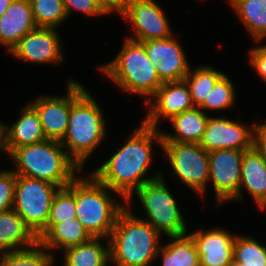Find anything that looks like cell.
Listing matches in <instances>:
<instances>
[{
  "label": "cell",
  "mask_w": 266,
  "mask_h": 266,
  "mask_svg": "<svg viewBox=\"0 0 266 266\" xmlns=\"http://www.w3.org/2000/svg\"><path fill=\"white\" fill-rule=\"evenodd\" d=\"M76 218L75 194L68 188H59L55 193L49 217L46 222V233L55 225Z\"/></svg>",
  "instance_id": "31"
},
{
  "label": "cell",
  "mask_w": 266,
  "mask_h": 266,
  "mask_svg": "<svg viewBox=\"0 0 266 266\" xmlns=\"http://www.w3.org/2000/svg\"><path fill=\"white\" fill-rule=\"evenodd\" d=\"M200 146L208 152L220 149L246 151L253 147V125L248 127L223 117H209Z\"/></svg>",
  "instance_id": "16"
},
{
  "label": "cell",
  "mask_w": 266,
  "mask_h": 266,
  "mask_svg": "<svg viewBox=\"0 0 266 266\" xmlns=\"http://www.w3.org/2000/svg\"><path fill=\"white\" fill-rule=\"evenodd\" d=\"M256 42L266 37V0H229Z\"/></svg>",
  "instance_id": "26"
},
{
  "label": "cell",
  "mask_w": 266,
  "mask_h": 266,
  "mask_svg": "<svg viewBox=\"0 0 266 266\" xmlns=\"http://www.w3.org/2000/svg\"><path fill=\"white\" fill-rule=\"evenodd\" d=\"M230 266H266V247L252 237L238 234L234 238V259Z\"/></svg>",
  "instance_id": "29"
},
{
  "label": "cell",
  "mask_w": 266,
  "mask_h": 266,
  "mask_svg": "<svg viewBox=\"0 0 266 266\" xmlns=\"http://www.w3.org/2000/svg\"><path fill=\"white\" fill-rule=\"evenodd\" d=\"M154 141L162 148L161 130L142 121L127 142L91 174L117 192L125 202L143 184L163 176L158 172L150 178H144L152 163Z\"/></svg>",
  "instance_id": "1"
},
{
  "label": "cell",
  "mask_w": 266,
  "mask_h": 266,
  "mask_svg": "<svg viewBox=\"0 0 266 266\" xmlns=\"http://www.w3.org/2000/svg\"><path fill=\"white\" fill-rule=\"evenodd\" d=\"M169 243L159 248L162 266H199L200 258L192 236L188 233L168 236ZM160 254V255H159Z\"/></svg>",
  "instance_id": "24"
},
{
  "label": "cell",
  "mask_w": 266,
  "mask_h": 266,
  "mask_svg": "<svg viewBox=\"0 0 266 266\" xmlns=\"http://www.w3.org/2000/svg\"><path fill=\"white\" fill-rule=\"evenodd\" d=\"M163 179L161 176L146 182L125 200V204L129 205L127 203H130L136 193L148 218L140 219L165 236L185 234L188 232L186 221Z\"/></svg>",
  "instance_id": "7"
},
{
  "label": "cell",
  "mask_w": 266,
  "mask_h": 266,
  "mask_svg": "<svg viewBox=\"0 0 266 266\" xmlns=\"http://www.w3.org/2000/svg\"><path fill=\"white\" fill-rule=\"evenodd\" d=\"M106 121L102 110L90 95L84 91L70 106L68 128L61 145L68 156L82 170L86 159L103 142Z\"/></svg>",
  "instance_id": "5"
},
{
  "label": "cell",
  "mask_w": 266,
  "mask_h": 266,
  "mask_svg": "<svg viewBox=\"0 0 266 266\" xmlns=\"http://www.w3.org/2000/svg\"><path fill=\"white\" fill-rule=\"evenodd\" d=\"M16 174L13 170L0 172V213L12 209Z\"/></svg>",
  "instance_id": "33"
},
{
  "label": "cell",
  "mask_w": 266,
  "mask_h": 266,
  "mask_svg": "<svg viewBox=\"0 0 266 266\" xmlns=\"http://www.w3.org/2000/svg\"><path fill=\"white\" fill-rule=\"evenodd\" d=\"M209 116L198 107L186 110L170 119L174 135L161 131L162 142L200 143Z\"/></svg>",
  "instance_id": "22"
},
{
  "label": "cell",
  "mask_w": 266,
  "mask_h": 266,
  "mask_svg": "<svg viewBox=\"0 0 266 266\" xmlns=\"http://www.w3.org/2000/svg\"><path fill=\"white\" fill-rule=\"evenodd\" d=\"M234 83L224 74L214 85L213 89L205 98L204 102L198 107L204 112L206 110H225L232 108L235 104V88Z\"/></svg>",
  "instance_id": "32"
},
{
  "label": "cell",
  "mask_w": 266,
  "mask_h": 266,
  "mask_svg": "<svg viewBox=\"0 0 266 266\" xmlns=\"http://www.w3.org/2000/svg\"><path fill=\"white\" fill-rule=\"evenodd\" d=\"M154 0H128L120 14L134 29L129 39L144 42L173 36L167 17Z\"/></svg>",
  "instance_id": "12"
},
{
  "label": "cell",
  "mask_w": 266,
  "mask_h": 266,
  "mask_svg": "<svg viewBox=\"0 0 266 266\" xmlns=\"http://www.w3.org/2000/svg\"><path fill=\"white\" fill-rule=\"evenodd\" d=\"M152 102H151V101ZM148 114L143 122L158 128V121L171 119L174 116L194 108L191 94L185 80L163 82L155 94L146 102Z\"/></svg>",
  "instance_id": "14"
},
{
  "label": "cell",
  "mask_w": 266,
  "mask_h": 266,
  "mask_svg": "<svg viewBox=\"0 0 266 266\" xmlns=\"http://www.w3.org/2000/svg\"><path fill=\"white\" fill-rule=\"evenodd\" d=\"M36 28L30 0H13L0 17V44L9 53L25 34Z\"/></svg>",
  "instance_id": "18"
},
{
  "label": "cell",
  "mask_w": 266,
  "mask_h": 266,
  "mask_svg": "<svg viewBox=\"0 0 266 266\" xmlns=\"http://www.w3.org/2000/svg\"><path fill=\"white\" fill-rule=\"evenodd\" d=\"M101 237H92L87 242L63 250V266H108L110 260L109 239L106 248Z\"/></svg>",
  "instance_id": "23"
},
{
  "label": "cell",
  "mask_w": 266,
  "mask_h": 266,
  "mask_svg": "<svg viewBox=\"0 0 266 266\" xmlns=\"http://www.w3.org/2000/svg\"><path fill=\"white\" fill-rule=\"evenodd\" d=\"M67 16L73 9L83 12L89 16H98L108 14L98 0H63Z\"/></svg>",
  "instance_id": "34"
},
{
  "label": "cell",
  "mask_w": 266,
  "mask_h": 266,
  "mask_svg": "<svg viewBox=\"0 0 266 266\" xmlns=\"http://www.w3.org/2000/svg\"><path fill=\"white\" fill-rule=\"evenodd\" d=\"M110 262L116 266H149L157 258L160 233L125 207L109 236Z\"/></svg>",
  "instance_id": "2"
},
{
  "label": "cell",
  "mask_w": 266,
  "mask_h": 266,
  "mask_svg": "<svg viewBox=\"0 0 266 266\" xmlns=\"http://www.w3.org/2000/svg\"><path fill=\"white\" fill-rule=\"evenodd\" d=\"M4 124L0 122V151H4V134H3Z\"/></svg>",
  "instance_id": "39"
},
{
  "label": "cell",
  "mask_w": 266,
  "mask_h": 266,
  "mask_svg": "<svg viewBox=\"0 0 266 266\" xmlns=\"http://www.w3.org/2000/svg\"><path fill=\"white\" fill-rule=\"evenodd\" d=\"M39 242L34 246L0 253V266H53V252H47Z\"/></svg>",
  "instance_id": "28"
},
{
  "label": "cell",
  "mask_w": 266,
  "mask_h": 266,
  "mask_svg": "<svg viewBox=\"0 0 266 266\" xmlns=\"http://www.w3.org/2000/svg\"><path fill=\"white\" fill-rule=\"evenodd\" d=\"M63 148L59 141L49 139L16 148L9 155L17 167L13 172L67 187L81 169Z\"/></svg>",
  "instance_id": "3"
},
{
  "label": "cell",
  "mask_w": 266,
  "mask_h": 266,
  "mask_svg": "<svg viewBox=\"0 0 266 266\" xmlns=\"http://www.w3.org/2000/svg\"><path fill=\"white\" fill-rule=\"evenodd\" d=\"M67 187L75 194L76 218L82 226L92 237L108 239L118 215L126 207L109 194L117 192L100 183L91 172L87 178L75 177Z\"/></svg>",
  "instance_id": "4"
},
{
  "label": "cell",
  "mask_w": 266,
  "mask_h": 266,
  "mask_svg": "<svg viewBox=\"0 0 266 266\" xmlns=\"http://www.w3.org/2000/svg\"><path fill=\"white\" fill-rule=\"evenodd\" d=\"M244 150L220 149L208 152L209 180L218 205L238 200Z\"/></svg>",
  "instance_id": "11"
},
{
  "label": "cell",
  "mask_w": 266,
  "mask_h": 266,
  "mask_svg": "<svg viewBox=\"0 0 266 266\" xmlns=\"http://www.w3.org/2000/svg\"><path fill=\"white\" fill-rule=\"evenodd\" d=\"M250 193L260 209L266 208V156L254 147L244 151L238 199L242 189Z\"/></svg>",
  "instance_id": "19"
},
{
  "label": "cell",
  "mask_w": 266,
  "mask_h": 266,
  "mask_svg": "<svg viewBox=\"0 0 266 266\" xmlns=\"http://www.w3.org/2000/svg\"><path fill=\"white\" fill-rule=\"evenodd\" d=\"M37 242V236L13 208L0 213V253L26 249Z\"/></svg>",
  "instance_id": "21"
},
{
  "label": "cell",
  "mask_w": 266,
  "mask_h": 266,
  "mask_svg": "<svg viewBox=\"0 0 266 266\" xmlns=\"http://www.w3.org/2000/svg\"><path fill=\"white\" fill-rule=\"evenodd\" d=\"M92 236L82 226L81 222L75 218L74 221H64L55 224L38 242L51 249H66L79 245L90 240Z\"/></svg>",
  "instance_id": "25"
},
{
  "label": "cell",
  "mask_w": 266,
  "mask_h": 266,
  "mask_svg": "<svg viewBox=\"0 0 266 266\" xmlns=\"http://www.w3.org/2000/svg\"><path fill=\"white\" fill-rule=\"evenodd\" d=\"M65 96H39L29 103L38 113L46 139L61 141L68 128L71 104L86 90L75 80L67 82Z\"/></svg>",
  "instance_id": "10"
},
{
  "label": "cell",
  "mask_w": 266,
  "mask_h": 266,
  "mask_svg": "<svg viewBox=\"0 0 266 266\" xmlns=\"http://www.w3.org/2000/svg\"><path fill=\"white\" fill-rule=\"evenodd\" d=\"M98 2L108 14L114 11L121 14L128 0H98Z\"/></svg>",
  "instance_id": "37"
},
{
  "label": "cell",
  "mask_w": 266,
  "mask_h": 266,
  "mask_svg": "<svg viewBox=\"0 0 266 266\" xmlns=\"http://www.w3.org/2000/svg\"><path fill=\"white\" fill-rule=\"evenodd\" d=\"M37 27L56 28L68 18L63 0H30Z\"/></svg>",
  "instance_id": "30"
},
{
  "label": "cell",
  "mask_w": 266,
  "mask_h": 266,
  "mask_svg": "<svg viewBox=\"0 0 266 266\" xmlns=\"http://www.w3.org/2000/svg\"><path fill=\"white\" fill-rule=\"evenodd\" d=\"M142 43L163 82L184 80L190 65L181 44L174 36Z\"/></svg>",
  "instance_id": "15"
},
{
  "label": "cell",
  "mask_w": 266,
  "mask_h": 266,
  "mask_svg": "<svg viewBox=\"0 0 266 266\" xmlns=\"http://www.w3.org/2000/svg\"><path fill=\"white\" fill-rule=\"evenodd\" d=\"M21 116L9 128L4 125V152L10 155L16 148L46 140L37 111L26 105Z\"/></svg>",
  "instance_id": "20"
},
{
  "label": "cell",
  "mask_w": 266,
  "mask_h": 266,
  "mask_svg": "<svg viewBox=\"0 0 266 266\" xmlns=\"http://www.w3.org/2000/svg\"><path fill=\"white\" fill-rule=\"evenodd\" d=\"M55 30L56 28L37 27L25 34L9 54L33 64L62 63L63 48H61L60 35Z\"/></svg>",
  "instance_id": "13"
},
{
  "label": "cell",
  "mask_w": 266,
  "mask_h": 266,
  "mask_svg": "<svg viewBox=\"0 0 266 266\" xmlns=\"http://www.w3.org/2000/svg\"><path fill=\"white\" fill-rule=\"evenodd\" d=\"M99 68L123 91L144 96L145 103L163 84L144 44L129 38L115 59Z\"/></svg>",
  "instance_id": "6"
},
{
  "label": "cell",
  "mask_w": 266,
  "mask_h": 266,
  "mask_svg": "<svg viewBox=\"0 0 266 266\" xmlns=\"http://www.w3.org/2000/svg\"><path fill=\"white\" fill-rule=\"evenodd\" d=\"M249 53L250 65L266 81V45L253 47Z\"/></svg>",
  "instance_id": "35"
},
{
  "label": "cell",
  "mask_w": 266,
  "mask_h": 266,
  "mask_svg": "<svg viewBox=\"0 0 266 266\" xmlns=\"http://www.w3.org/2000/svg\"><path fill=\"white\" fill-rule=\"evenodd\" d=\"M253 147L266 156V122L260 125L253 123Z\"/></svg>",
  "instance_id": "36"
},
{
  "label": "cell",
  "mask_w": 266,
  "mask_h": 266,
  "mask_svg": "<svg viewBox=\"0 0 266 266\" xmlns=\"http://www.w3.org/2000/svg\"><path fill=\"white\" fill-rule=\"evenodd\" d=\"M12 1L13 0H0V17L5 13Z\"/></svg>",
  "instance_id": "38"
},
{
  "label": "cell",
  "mask_w": 266,
  "mask_h": 266,
  "mask_svg": "<svg viewBox=\"0 0 266 266\" xmlns=\"http://www.w3.org/2000/svg\"><path fill=\"white\" fill-rule=\"evenodd\" d=\"M161 149L175 175L203 197L209 180L208 151L191 142H162Z\"/></svg>",
  "instance_id": "9"
},
{
  "label": "cell",
  "mask_w": 266,
  "mask_h": 266,
  "mask_svg": "<svg viewBox=\"0 0 266 266\" xmlns=\"http://www.w3.org/2000/svg\"><path fill=\"white\" fill-rule=\"evenodd\" d=\"M59 187L50 182L16 175L12 208L37 236L46 234L51 203Z\"/></svg>",
  "instance_id": "8"
},
{
  "label": "cell",
  "mask_w": 266,
  "mask_h": 266,
  "mask_svg": "<svg viewBox=\"0 0 266 266\" xmlns=\"http://www.w3.org/2000/svg\"><path fill=\"white\" fill-rule=\"evenodd\" d=\"M223 75L224 74L221 71H218L209 65L199 66L194 71L191 69L188 71L184 80L188 85L192 102L195 107H199L204 102L216 82Z\"/></svg>",
  "instance_id": "27"
},
{
  "label": "cell",
  "mask_w": 266,
  "mask_h": 266,
  "mask_svg": "<svg viewBox=\"0 0 266 266\" xmlns=\"http://www.w3.org/2000/svg\"><path fill=\"white\" fill-rule=\"evenodd\" d=\"M196 245L201 266H230L234 259V238L228 231L218 228L189 233Z\"/></svg>",
  "instance_id": "17"
}]
</instances>
